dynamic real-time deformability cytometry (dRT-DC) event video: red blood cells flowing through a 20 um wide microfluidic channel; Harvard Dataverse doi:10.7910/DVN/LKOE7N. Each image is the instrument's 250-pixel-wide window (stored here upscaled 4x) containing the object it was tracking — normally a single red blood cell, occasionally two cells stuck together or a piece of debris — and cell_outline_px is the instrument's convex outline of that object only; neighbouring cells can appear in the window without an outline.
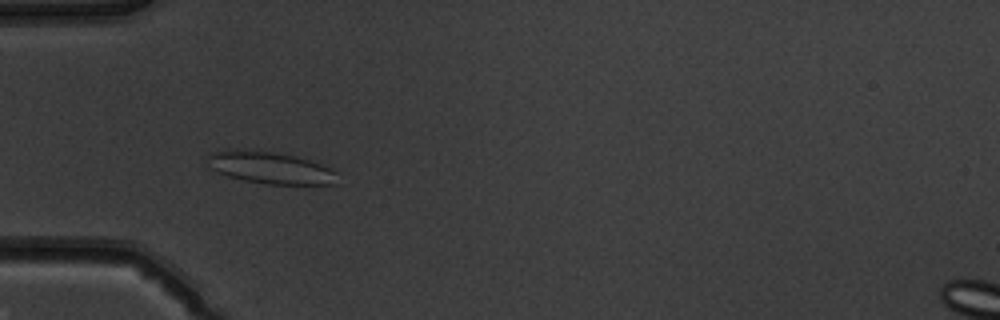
{"species": "common noctule bat (a hibernating species)", "species_latin": "Nyctalus noctula", "temperature_condition": "warm", "stored_images_in_passage": 40, "camera_frame_rate_fps": 3000, "um_per_image_px": 0.085, "animal": {"sex": "male", "body_mass_g": 19.5, "forearm_length_mm": 54.6}, "frame": {"image": 1, "passage_image": 5, "time_ms": 1.333, "image_size_px": [1000, 320], "cell_outline_px": [[336, 184], [268, 184], [244, 180], [228, 176], [216, 172], [208, 168], [208, 156], [212, 152], [228, 148], [236, 148], [272, 152], [296, 156], [332, 168], [336, 172]], "centroid_in_image_um": [22.91, 14.24], "position_along_channel_um": 62.1, "area_um2": 24.33}}
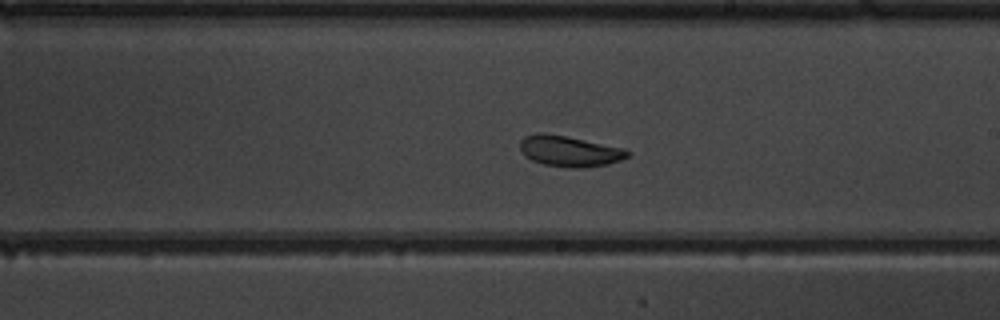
{"frame": {"image": 2, "passage_image": 19, "time_ms": 6.0, "image_size_px": [1000, 320], "cell_outline_px": [[632, 152], [628, 156], [620, 160], [608, 164], [584, 168], [568, 168], [544, 164], [532, 160], [524, 156], [520, 152], [520, 140], [524, 136], [536, 132], [544, 132], [568, 136], [624, 148]], "centroid_in_image_um": [48.38, 12.84], "position_along_channel_um": 240.6, "area_um2": 19.65}}
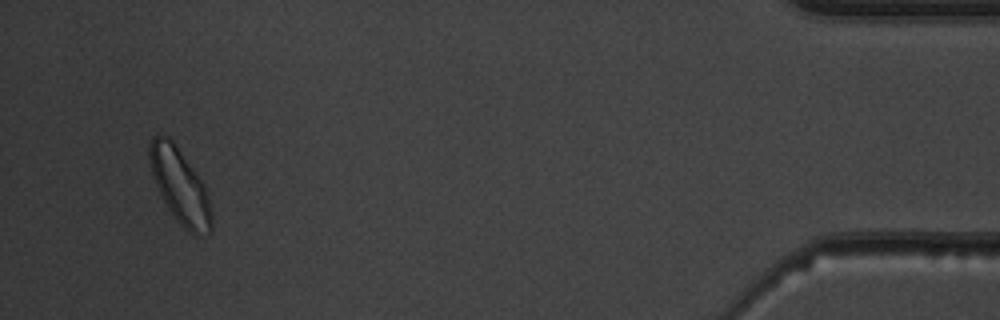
{"frame": {"image": 3, "passage_image": 38, "time_ms": 12.333, "image_size_px": [1000, 320], "cell_outline_px": [[212, 232], [196, 236], [192, 236], [176, 220], [168, 208], [152, 176], [148, 156], [148, 144], [152, 136], [160, 132], [168, 136], [172, 140], [204, 184], [208, 196], [212, 212]], "centroid_in_image_um": [15.29, 15.8], "position_along_channel_um": 419.9, "area_um2": 27.22}, "authors_computed_cell_mechanics": {"area_um2": 20.5479, "velocity_mm_per_s": 3.9163, "shape_relaxation_time_tau1_ms": 3.2868, "shape_relaxation_time_tau2_ms": 2.3357, "deformation_change_tau1": 0.0733, "deformation_change_tau2": 0.0586}}